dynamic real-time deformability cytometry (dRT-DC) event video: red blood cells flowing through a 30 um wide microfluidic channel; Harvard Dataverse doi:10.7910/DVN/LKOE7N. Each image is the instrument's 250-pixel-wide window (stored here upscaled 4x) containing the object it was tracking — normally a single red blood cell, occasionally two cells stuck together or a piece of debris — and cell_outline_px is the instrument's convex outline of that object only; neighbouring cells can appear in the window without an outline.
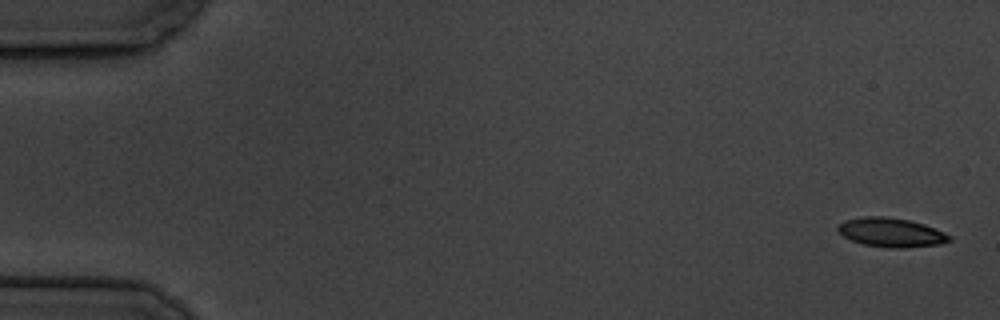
{"species": "common noctule bat (a hibernating species)", "species_latin": "Nyctalus noctula", "temperature_condition": "cold", "stored_images_in_passage": 5, "camera_frame_rate_fps": 3000, "um_per_image_px": 0.085, "animal": {"sex": "male", "body_mass_g": 19.5, "forearm_length_mm": 54.6}, "frame": {"image": 1, "passage_image": 1, "time_ms": 0.0, "image_size_px": [1000, 320], "cell_outline_px": [[952, 240], [940, 244], [904, 248], [888, 248], [864, 244], [852, 240], [844, 236], [836, 228], [836, 224], [844, 220], [860, 216], [888, 216], [908, 220], [924, 224], [944, 232], [952, 236]], "centroid_in_image_um": [75.73, 19.74], "position_along_channel_um": 9.3, "area_um2": 19.07}}
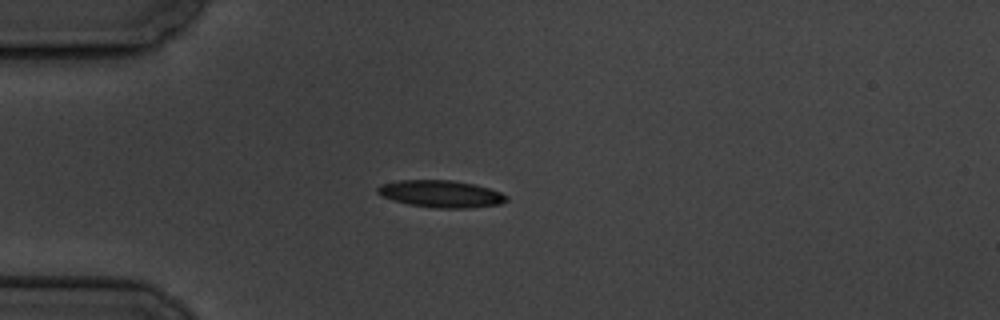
{"frame": {"image": 2, "passage_image": 5, "time_ms": 4.667, "image_size_px": [1000, 320], "cell_outline_px": [[508, 200], [500, 204], [468, 208], [436, 208], [408, 204], [392, 200], [376, 192], [376, 188], [380, 184], [400, 180], [452, 180], [476, 184], [500, 192], [508, 196]], "centroid_in_image_um": [37.48, 16.47], "position_along_channel_um": 47.5, "area_um2": 20.4}}